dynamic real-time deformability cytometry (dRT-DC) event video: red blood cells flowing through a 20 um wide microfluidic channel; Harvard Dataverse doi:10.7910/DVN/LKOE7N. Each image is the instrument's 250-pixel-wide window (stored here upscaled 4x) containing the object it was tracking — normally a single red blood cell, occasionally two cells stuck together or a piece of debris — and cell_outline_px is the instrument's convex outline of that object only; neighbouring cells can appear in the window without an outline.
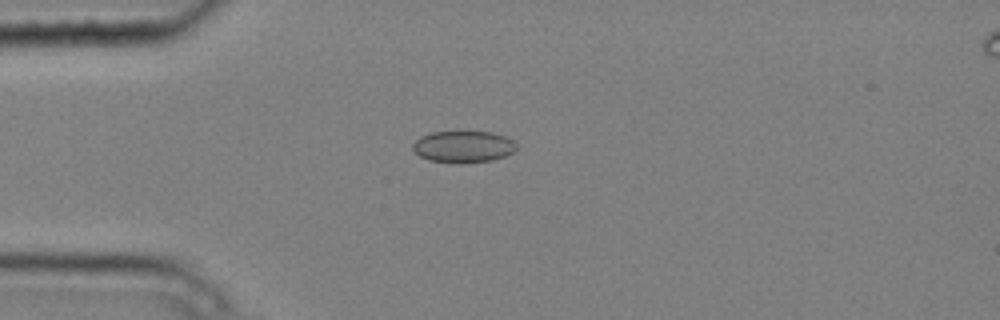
{"species": "common noctule bat (a hibernating species)", "species_latin": "Nyctalus noctula", "temperature_condition": "cold", "stored_images_in_passage": 9, "camera_frame_rate_fps": 3000, "um_per_image_px": 0.085, "animal": {"sex": "male", "body_mass_g": 20.4}, "frame": {"image": 1, "passage_image": 3, "time_ms": 0.667, "image_size_px": [1000, 320], "cell_outline_px": [[520, 148], [516, 152], [492, 160], [464, 164], [456, 164], [428, 160], [420, 156], [412, 148], [412, 144], [420, 136], [432, 132], [456, 128], [492, 132], [504, 136], [512, 140]], "centroid_in_image_um": [39.39, 12.43], "position_along_channel_um": 45.6, "area_um2": 20.35}}
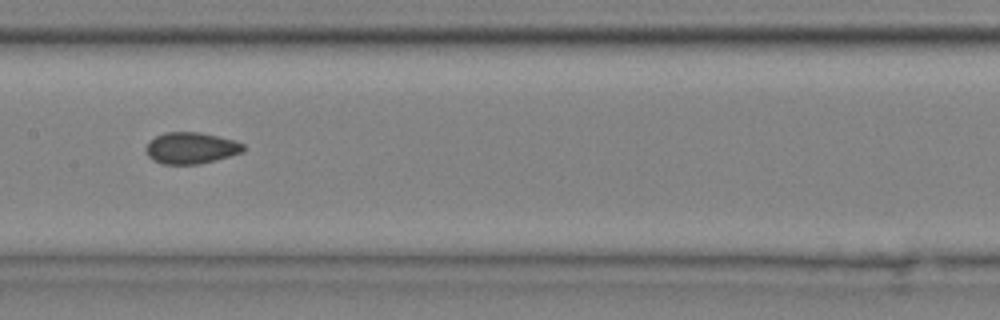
{"frame": {"image": 2, "passage_image": 7, "time_ms": 2.0, "image_size_px": [1000, 320], "cell_outline_px": [[244, 152], [216, 160], [200, 164], [160, 164], [152, 160], [148, 156], [144, 148], [148, 140], [164, 132], [200, 132], [236, 140], [244, 144]], "centroid_in_image_um": [16.21, 12.58], "position_along_channel_um": 191.2, "area_um2": 18.21}}
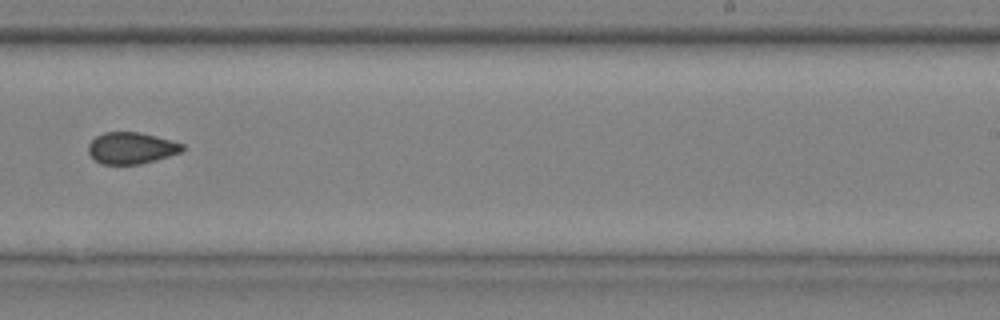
{"frame": {"image": 3, "passage_image": 9, "time_ms": 2.667, "image_size_px": [1000, 320], "cell_outline_px": [[184, 148], [180, 152], [156, 160], [140, 164], [100, 164], [88, 152], [88, 144], [96, 136], [104, 132], [136, 132], [156, 136], [172, 140], [184, 144]], "centroid_in_image_um": [11.16, 12.58], "position_along_channel_um": 277.8, "area_um2": 17.22}}